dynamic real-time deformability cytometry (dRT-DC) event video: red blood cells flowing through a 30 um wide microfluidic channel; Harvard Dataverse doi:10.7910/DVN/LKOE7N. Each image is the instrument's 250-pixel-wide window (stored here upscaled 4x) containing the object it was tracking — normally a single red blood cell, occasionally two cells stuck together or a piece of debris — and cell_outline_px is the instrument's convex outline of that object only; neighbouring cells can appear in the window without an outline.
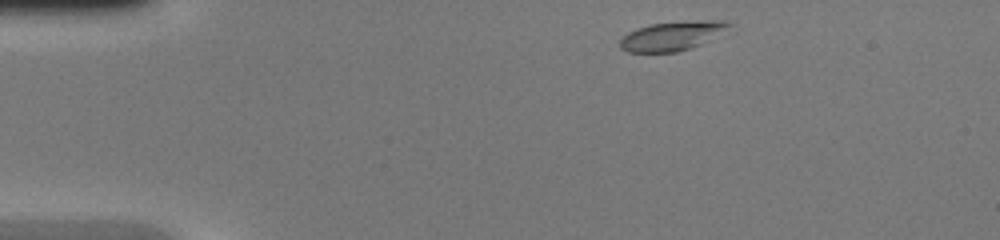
{"species": "common noctule bat (a hibernating species)", "species_latin": "Nyctalus noctula", "temperature_condition": "warm", "stored_images_in_passage": 39, "camera_frame_rate_fps": 3000, "um_per_image_px": 0.085, "animal": {"sex": "female", "body_mass_g": 20.0, "forearm_length_mm": 54.0}, "frame": {"image": 1, "passage_image": 1, "time_ms": 0.0, "image_size_px": [1000, 240], "cell_outline_px": [[736, 32], [676, 52], [628, 52], [620, 48], [620, 40], [628, 32], [636, 28], [652, 24], [700, 20], [724, 20], [736, 24]], "centroid_in_image_um": [57.37, 3.03], "position_along_channel_um": 27.6, "area_um2": 19.31}}
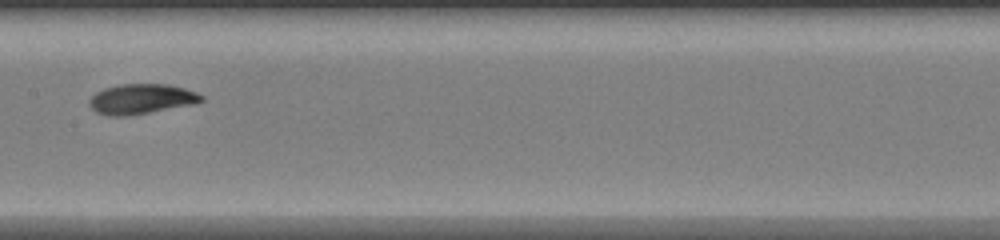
{"frame": {"image": 2, "passage_image": 17, "time_ms": 5.333, "image_size_px": [1000, 240], "cell_outline_px": [[204, 100], [192, 104], [148, 112], [124, 116], [108, 116], [96, 112], [88, 104], [88, 100], [96, 92], [104, 88], [120, 84], [168, 84], [184, 88], [196, 92], [204, 96]], "centroid_in_image_um": [11.98, 8.4], "position_along_channel_um": 195.4, "area_um2": 19.48}}
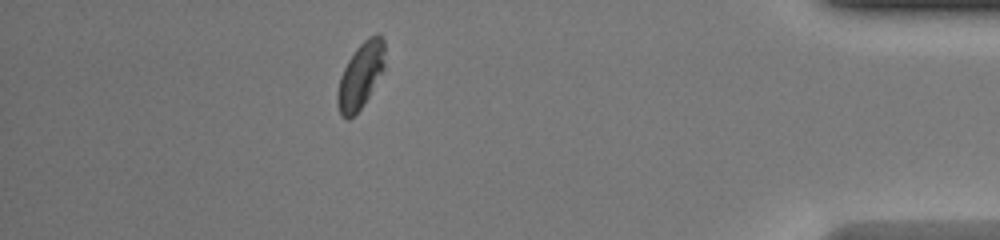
{"frame": {"image": 3, "passage_image": 34, "time_ms": 11.0, "image_size_px": [1000, 240], "cell_outline_px": [[384, 68], [368, 96], [360, 108], [348, 120], [340, 116], [336, 104], [336, 92], [340, 76], [348, 60], [356, 48], [368, 36], [376, 32], [384, 40]], "centroid_in_image_um": [30.61, 6.42], "position_along_channel_um": 404.6, "area_um2": 18.09}}